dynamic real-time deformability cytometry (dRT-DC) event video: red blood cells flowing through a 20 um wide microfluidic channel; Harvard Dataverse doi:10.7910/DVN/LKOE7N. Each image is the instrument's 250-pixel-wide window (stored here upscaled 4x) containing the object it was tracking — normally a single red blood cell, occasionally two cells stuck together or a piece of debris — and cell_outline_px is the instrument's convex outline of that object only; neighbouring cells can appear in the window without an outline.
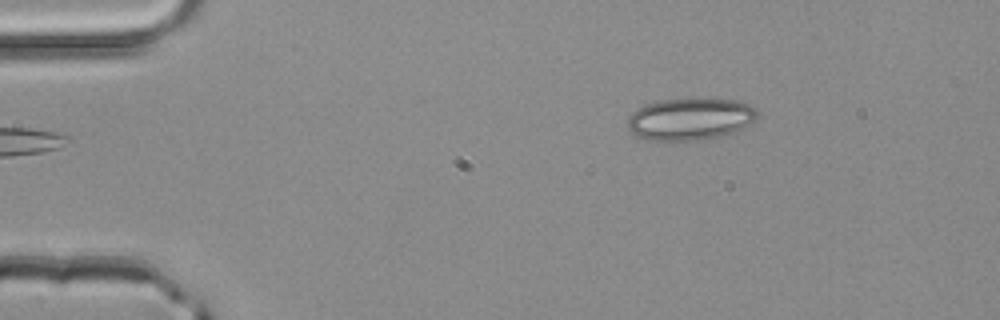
{"species": "common noctule bat (a hibernating species)", "species_latin": "Nyctalus noctula", "temperature_condition": "room temperature", "stored_images_in_passage": 3, "camera_frame_rate_fps": 3000, "um_per_image_px": 0.085, "animal": {"sex": "male", "body_mass_g": 20.4}, "frame": {"image": 1, "passage_image": 2, "time_ms": 0.333, "image_size_px": [1000, 320], "cell_outline_px": [[756, 116], [752, 120], [736, 132], [720, 136], [696, 140], [648, 140], [636, 136], [628, 128], [628, 116], [632, 112], [644, 104], [660, 100], [736, 100], [748, 104], [756, 108]], "centroid_in_image_um": [58.61, 10.13], "position_along_channel_um": 26.4, "area_um2": 31.21}}